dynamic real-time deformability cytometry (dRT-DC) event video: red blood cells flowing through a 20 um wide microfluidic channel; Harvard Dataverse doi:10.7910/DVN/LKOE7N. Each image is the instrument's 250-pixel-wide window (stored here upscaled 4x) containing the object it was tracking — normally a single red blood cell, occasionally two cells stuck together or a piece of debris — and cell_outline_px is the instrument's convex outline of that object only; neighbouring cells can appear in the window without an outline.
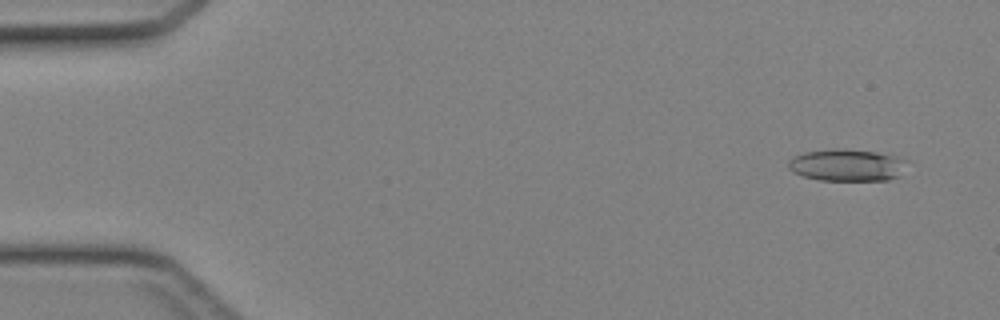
{"species": "Egyptian fruit bat (a non-hibernating species)", "species_latin": "Rousettus aegyptiacus", "temperature_condition": "cold", "stored_images_in_passage": 42, "camera_frame_rate_fps": 3000, "um_per_image_px": 0.085, "animal": {"sex": "female"}, "frame": {"image": 1, "passage_image": 1, "time_ms": 0.0, "image_size_px": [1000, 320], "cell_outline_px": [[908, 160], [900, 176], [888, 180], [820, 180], [804, 176], [788, 168], [788, 160], [804, 152], [832, 148], [844, 148], [876, 152], [900, 156]], "centroid_in_image_um": [72.04, 14.02], "position_along_channel_um": 13.0, "area_um2": 22.31}}
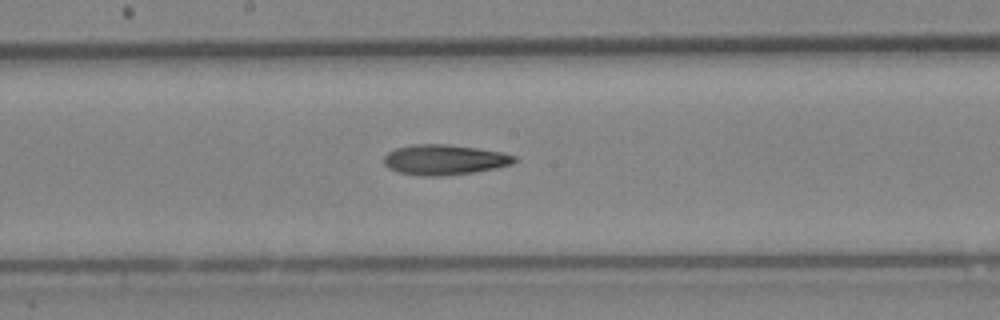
{"frame": {"image": 2, "passage_image": 22, "time_ms": 7.0, "image_size_px": [1000, 320], "cell_outline_px": [[516, 160], [512, 164], [472, 172], [436, 176], [420, 176], [396, 172], [388, 168], [384, 164], [384, 156], [388, 152], [396, 148], [412, 144], [448, 144], [476, 148], [500, 152], [516, 156]], "centroid_in_image_um": [37.7, 13.57], "position_along_channel_um": 210.5, "area_um2": 22.83}}
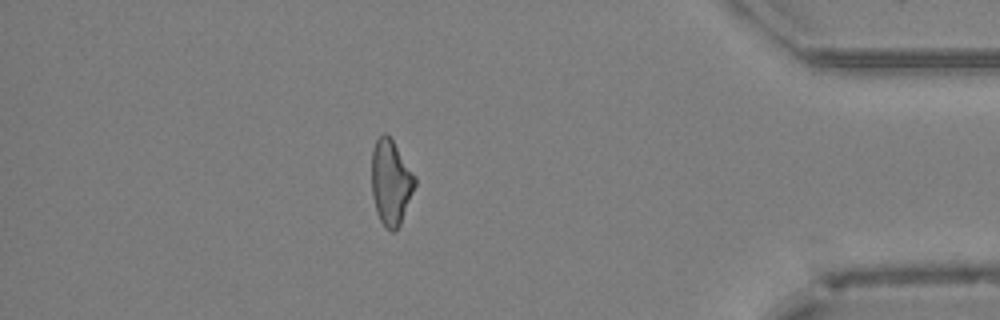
{"frame": {"image": 3, "passage_image": 37, "time_ms": 12.0, "image_size_px": [1000, 320], "cell_outline_px": [[416, 184], [400, 224], [392, 232], [380, 220], [376, 212], [372, 196], [372, 148], [376, 140], [384, 132], [392, 140], [416, 176]], "centroid_in_image_um": [33.21, 15.48], "position_along_channel_um": 402.0, "area_um2": 21.21}}